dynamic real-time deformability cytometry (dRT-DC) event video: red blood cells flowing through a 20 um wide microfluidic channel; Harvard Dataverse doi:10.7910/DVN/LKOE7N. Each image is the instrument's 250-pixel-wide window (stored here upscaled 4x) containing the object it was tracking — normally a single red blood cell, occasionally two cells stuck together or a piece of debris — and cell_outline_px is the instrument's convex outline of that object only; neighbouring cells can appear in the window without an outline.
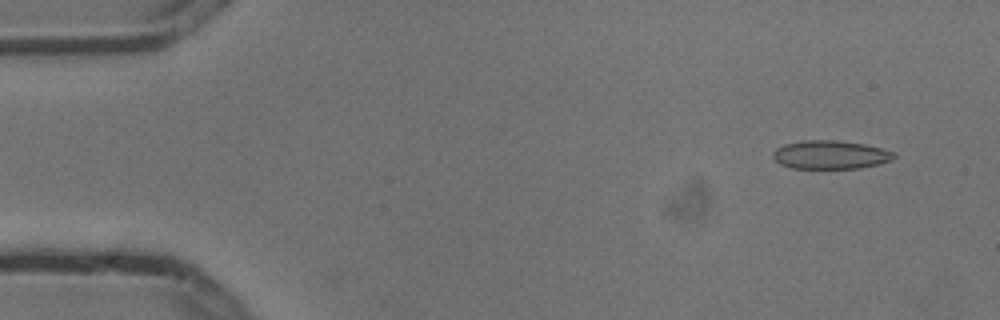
{"species": "common noctule bat (a hibernating species)", "species_latin": "Nyctalus noctula", "temperature_condition": "cold", "stored_images_in_passage": 4, "camera_frame_rate_fps": 3000, "um_per_image_px": 0.085, "animal": {"sex": "male", "body_mass_g": 13.3}, "frame": {"image": 1, "passage_image": 1, "time_ms": 0.0, "image_size_px": [1000, 320], "cell_outline_px": [[896, 156], [892, 160], [880, 164], [856, 168], [792, 168], [780, 164], [772, 156], [772, 152], [776, 148], [784, 144], [804, 140], [836, 140], [864, 144], [880, 148], [892, 152]], "centroid_in_image_um": [70.56, 13.15], "position_along_channel_um": 14.4, "area_um2": 20.0}}
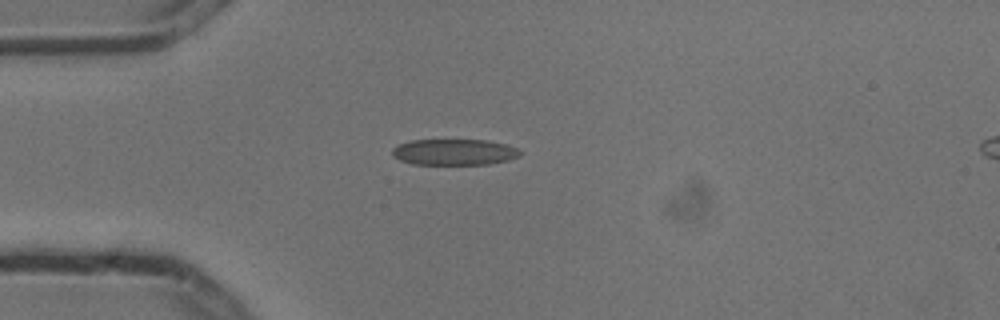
{"frame": {"image": 2, "passage_image": 4, "time_ms": 1.0, "image_size_px": [1000, 320], "cell_outline_px": [[520, 156], [508, 160], [488, 164], [412, 164], [400, 160], [392, 156], [392, 148], [408, 140], [488, 140], [508, 144], [516, 148], [520, 152]], "centroid_in_image_um": [38.6, 12.92], "position_along_channel_um": 46.4, "area_um2": 19.48}}